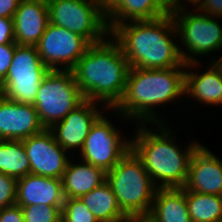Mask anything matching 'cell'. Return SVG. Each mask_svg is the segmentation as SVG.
Listing matches in <instances>:
<instances>
[{
    "label": "cell",
    "mask_w": 222,
    "mask_h": 222,
    "mask_svg": "<svg viewBox=\"0 0 222 222\" xmlns=\"http://www.w3.org/2000/svg\"><path fill=\"white\" fill-rule=\"evenodd\" d=\"M110 35L119 44L130 68L186 67L171 13L153 20L123 23L116 26Z\"/></svg>",
    "instance_id": "cell-1"
},
{
    "label": "cell",
    "mask_w": 222,
    "mask_h": 222,
    "mask_svg": "<svg viewBox=\"0 0 222 222\" xmlns=\"http://www.w3.org/2000/svg\"><path fill=\"white\" fill-rule=\"evenodd\" d=\"M185 69L186 67L130 68L124 94L119 103L110 109L112 115L119 114L118 118L134 121L136 127L137 123H166L158 109L172 102L176 104L184 95Z\"/></svg>",
    "instance_id": "cell-2"
},
{
    "label": "cell",
    "mask_w": 222,
    "mask_h": 222,
    "mask_svg": "<svg viewBox=\"0 0 222 222\" xmlns=\"http://www.w3.org/2000/svg\"><path fill=\"white\" fill-rule=\"evenodd\" d=\"M137 124L135 134L130 137L131 149L142 160L154 185L157 188H183L191 157L201 143L190 141L185 149H181L172 134L174 130L165 125L167 123Z\"/></svg>",
    "instance_id": "cell-3"
},
{
    "label": "cell",
    "mask_w": 222,
    "mask_h": 222,
    "mask_svg": "<svg viewBox=\"0 0 222 222\" xmlns=\"http://www.w3.org/2000/svg\"><path fill=\"white\" fill-rule=\"evenodd\" d=\"M129 69L128 60L110 35L91 44L72 72L84 98L101 103L109 111L124 94Z\"/></svg>",
    "instance_id": "cell-4"
},
{
    "label": "cell",
    "mask_w": 222,
    "mask_h": 222,
    "mask_svg": "<svg viewBox=\"0 0 222 222\" xmlns=\"http://www.w3.org/2000/svg\"><path fill=\"white\" fill-rule=\"evenodd\" d=\"M106 181L129 219L144 221L149 216L157 187L132 149L106 172Z\"/></svg>",
    "instance_id": "cell-5"
},
{
    "label": "cell",
    "mask_w": 222,
    "mask_h": 222,
    "mask_svg": "<svg viewBox=\"0 0 222 222\" xmlns=\"http://www.w3.org/2000/svg\"><path fill=\"white\" fill-rule=\"evenodd\" d=\"M193 11L170 12L177 28L179 50L185 64L200 62L199 57L222 50V25L217 21V18L222 17Z\"/></svg>",
    "instance_id": "cell-6"
},
{
    "label": "cell",
    "mask_w": 222,
    "mask_h": 222,
    "mask_svg": "<svg viewBox=\"0 0 222 222\" xmlns=\"http://www.w3.org/2000/svg\"><path fill=\"white\" fill-rule=\"evenodd\" d=\"M84 100L72 70H49L40 83L33 106L41 124L50 129Z\"/></svg>",
    "instance_id": "cell-7"
},
{
    "label": "cell",
    "mask_w": 222,
    "mask_h": 222,
    "mask_svg": "<svg viewBox=\"0 0 222 222\" xmlns=\"http://www.w3.org/2000/svg\"><path fill=\"white\" fill-rule=\"evenodd\" d=\"M47 5L49 23L84 37L90 44L110 36L107 17L96 0H47Z\"/></svg>",
    "instance_id": "cell-8"
},
{
    "label": "cell",
    "mask_w": 222,
    "mask_h": 222,
    "mask_svg": "<svg viewBox=\"0 0 222 222\" xmlns=\"http://www.w3.org/2000/svg\"><path fill=\"white\" fill-rule=\"evenodd\" d=\"M49 70L36 46L17 45L6 78L0 84V94L9 100L33 105Z\"/></svg>",
    "instance_id": "cell-9"
},
{
    "label": "cell",
    "mask_w": 222,
    "mask_h": 222,
    "mask_svg": "<svg viewBox=\"0 0 222 222\" xmlns=\"http://www.w3.org/2000/svg\"><path fill=\"white\" fill-rule=\"evenodd\" d=\"M122 135L111 119L102 114L92 125L78 155L82 161L108 172L131 149V138Z\"/></svg>",
    "instance_id": "cell-10"
},
{
    "label": "cell",
    "mask_w": 222,
    "mask_h": 222,
    "mask_svg": "<svg viewBox=\"0 0 222 222\" xmlns=\"http://www.w3.org/2000/svg\"><path fill=\"white\" fill-rule=\"evenodd\" d=\"M90 45L84 37L49 23L36 47L50 70H72Z\"/></svg>",
    "instance_id": "cell-11"
},
{
    "label": "cell",
    "mask_w": 222,
    "mask_h": 222,
    "mask_svg": "<svg viewBox=\"0 0 222 222\" xmlns=\"http://www.w3.org/2000/svg\"><path fill=\"white\" fill-rule=\"evenodd\" d=\"M22 143L30 161L31 173L44 177L62 179L66 170L69 153L55 140L50 129L23 139Z\"/></svg>",
    "instance_id": "cell-12"
},
{
    "label": "cell",
    "mask_w": 222,
    "mask_h": 222,
    "mask_svg": "<svg viewBox=\"0 0 222 222\" xmlns=\"http://www.w3.org/2000/svg\"><path fill=\"white\" fill-rule=\"evenodd\" d=\"M101 106L105 108L101 103L85 99L62 121L55 123L50 128L56 142L66 150L67 153L71 154L74 150L78 152L82 149L92 125L104 114L101 112L104 110L100 109Z\"/></svg>",
    "instance_id": "cell-13"
},
{
    "label": "cell",
    "mask_w": 222,
    "mask_h": 222,
    "mask_svg": "<svg viewBox=\"0 0 222 222\" xmlns=\"http://www.w3.org/2000/svg\"><path fill=\"white\" fill-rule=\"evenodd\" d=\"M44 129L33 105L0 94V140H23Z\"/></svg>",
    "instance_id": "cell-14"
},
{
    "label": "cell",
    "mask_w": 222,
    "mask_h": 222,
    "mask_svg": "<svg viewBox=\"0 0 222 222\" xmlns=\"http://www.w3.org/2000/svg\"><path fill=\"white\" fill-rule=\"evenodd\" d=\"M222 158L201 144L193 153L184 189L222 196Z\"/></svg>",
    "instance_id": "cell-15"
},
{
    "label": "cell",
    "mask_w": 222,
    "mask_h": 222,
    "mask_svg": "<svg viewBox=\"0 0 222 222\" xmlns=\"http://www.w3.org/2000/svg\"><path fill=\"white\" fill-rule=\"evenodd\" d=\"M201 62L186 64L184 73V97H190L202 105H215L222 107V71L214 63L210 62L205 72L193 71L199 68ZM193 68V69H192ZM189 69V70H188ZM192 71H191V70Z\"/></svg>",
    "instance_id": "cell-16"
},
{
    "label": "cell",
    "mask_w": 222,
    "mask_h": 222,
    "mask_svg": "<svg viewBox=\"0 0 222 222\" xmlns=\"http://www.w3.org/2000/svg\"><path fill=\"white\" fill-rule=\"evenodd\" d=\"M48 24L47 0H21L13 17L15 43L36 46Z\"/></svg>",
    "instance_id": "cell-17"
},
{
    "label": "cell",
    "mask_w": 222,
    "mask_h": 222,
    "mask_svg": "<svg viewBox=\"0 0 222 222\" xmlns=\"http://www.w3.org/2000/svg\"><path fill=\"white\" fill-rule=\"evenodd\" d=\"M62 179L28 174L17 179L16 205H64Z\"/></svg>",
    "instance_id": "cell-18"
},
{
    "label": "cell",
    "mask_w": 222,
    "mask_h": 222,
    "mask_svg": "<svg viewBox=\"0 0 222 222\" xmlns=\"http://www.w3.org/2000/svg\"><path fill=\"white\" fill-rule=\"evenodd\" d=\"M70 158L62 176L65 199L80 198L106 181V172L100 167L82 160L77 164Z\"/></svg>",
    "instance_id": "cell-19"
},
{
    "label": "cell",
    "mask_w": 222,
    "mask_h": 222,
    "mask_svg": "<svg viewBox=\"0 0 222 222\" xmlns=\"http://www.w3.org/2000/svg\"><path fill=\"white\" fill-rule=\"evenodd\" d=\"M145 222H192L184 188H157Z\"/></svg>",
    "instance_id": "cell-20"
},
{
    "label": "cell",
    "mask_w": 222,
    "mask_h": 222,
    "mask_svg": "<svg viewBox=\"0 0 222 222\" xmlns=\"http://www.w3.org/2000/svg\"><path fill=\"white\" fill-rule=\"evenodd\" d=\"M170 13V0H124L108 17L111 32L130 21L153 20Z\"/></svg>",
    "instance_id": "cell-21"
},
{
    "label": "cell",
    "mask_w": 222,
    "mask_h": 222,
    "mask_svg": "<svg viewBox=\"0 0 222 222\" xmlns=\"http://www.w3.org/2000/svg\"><path fill=\"white\" fill-rule=\"evenodd\" d=\"M99 222H124L129 218L118 205L110 184L105 181L80 197Z\"/></svg>",
    "instance_id": "cell-22"
},
{
    "label": "cell",
    "mask_w": 222,
    "mask_h": 222,
    "mask_svg": "<svg viewBox=\"0 0 222 222\" xmlns=\"http://www.w3.org/2000/svg\"><path fill=\"white\" fill-rule=\"evenodd\" d=\"M0 173L16 179L31 173L22 140H0Z\"/></svg>",
    "instance_id": "cell-23"
},
{
    "label": "cell",
    "mask_w": 222,
    "mask_h": 222,
    "mask_svg": "<svg viewBox=\"0 0 222 222\" xmlns=\"http://www.w3.org/2000/svg\"><path fill=\"white\" fill-rule=\"evenodd\" d=\"M186 202L192 222H222V196L186 189Z\"/></svg>",
    "instance_id": "cell-24"
},
{
    "label": "cell",
    "mask_w": 222,
    "mask_h": 222,
    "mask_svg": "<svg viewBox=\"0 0 222 222\" xmlns=\"http://www.w3.org/2000/svg\"><path fill=\"white\" fill-rule=\"evenodd\" d=\"M24 222H60L62 207L48 205L21 206Z\"/></svg>",
    "instance_id": "cell-25"
},
{
    "label": "cell",
    "mask_w": 222,
    "mask_h": 222,
    "mask_svg": "<svg viewBox=\"0 0 222 222\" xmlns=\"http://www.w3.org/2000/svg\"><path fill=\"white\" fill-rule=\"evenodd\" d=\"M63 222H99L80 198H66L62 206Z\"/></svg>",
    "instance_id": "cell-26"
},
{
    "label": "cell",
    "mask_w": 222,
    "mask_h": 222,
    "mask_svg": "<svg viewBox=\"0 0 222 222\" xmlns=\"http://www.w3.org/2000/svg\"><path fill=\"white\" fill-rule=\"evenodd\" d=\"M17 179L0 173V209L16 204Z\"/></svg>",
    "instance_id": "cell-27"
},
{
    "label": "cell",
    "mask_w": 222,
    "mask_h": 222,
    "mask_svg": "<svg viewBox=\"0 0 222 222\" xmlns=\"http://www.w3.org/2000/svg\"><path fill=\"white\" fill-rule=\"evenodd\" d=\"M16 46L15 42L0 45V84L6 78Z\"/></svg>",
    "instance_id": "cell-28"
},
{
    "label": "cell",
    "mask_w": 222,
    "mask_h": 222,
    "mask_svg": "<svg viewBox=\"0 0 222 222\" xmlns=\"http://www.w3.org/2000/svg\"><path fill=\"white\" fill-rule=\"evenodd\" d=\"M15 42L13 19L0 17V45Z\"/></svg>",
    "instance_id": "cell-29"
},
{
    "label": "cell",
    "mask_w": 222,
    "mask_h": 222,
    "mask_svg": "<svg viewBox=\"0 0 222 222\" xmlns=\"http://www.w3.org/2000/svg\"><path fill=\"white\" fill-rule=\"evenodd\" d=\"M0 222H24L21 206L15 204L0 209Z\"/></svg>",
    "instance_id": "cell-30"
},
{
    "label": "cell",
    "mask_w": 222,
    "mask_h": 222,
    "mask_svg": "<svg viewBox=\"0 0 222 222\" xmlns=\"http://www.w3.org/2000/svg\"><path fill=\"white\" fill-rule=\"evenodd\" d=\"M186 1L185 3H183ZM205 0H170V12H181L189 9L190 7H194L192 10H199L204 4ZM188 3V5H186ZM188 7V8H186Z\"/></svg>",
    "instance_id": "cell-31"
},
{
    "label": "cell",
    "mask_w": 222,
    "mask_h": 222,
    "mask_svg": "<svg viewBox=\"0 0 222 222\" xmlns=\"http://www.w3.org/2000/svg\"><path fill=\"white\" fill-rule=\"evenodd\" d=\"M199 11L208 16L222 17V0H205Z\"/></svg>",
    "instance_id": "cell-32"
},
{
    "label": "cell",
    "mask_w": 222,
    "mask_h": 222,
    "mask_svg": "<svg viewBox=\"0 0 222 222\" xmlns=\"http://www.w3.org/2000/svg\"><path fill=\"white\" fill-rule=\"evenodd\" d=\"M21 0H0V17L13 19Z\"/></svg>",
    "instance_id": "cell-33"
},
{
    "label": "cell",
    "mask_w": 222,
    "mask_h": 222,
    "mask_svg": "<svg viewBox=\"0 0 222 222\" xmlns=\"http://www.w3.org/2000/svg\"><path fill=\"white\" fill-rule=\"evenodd\" d=\"M124 0H96L101 12L108 17Z\"/></svg>",
    "instance_id": "cell-34"
},
{
    "label": "cell",
    "mask_w": 222,
    "mask_h": 222,
    "mask_svg": "<svg viewBox=\"0 0 222 222\" xmlns=\"http://www.w3.org/2000/svg\"><path fill=\"white\" fill-rule=\"evenodd\" d=\"M216 59L212 58V59H210V62H214L220 68V70L222 71V57H220V58L216 57Z\"/></svg>",
    "instance_id": "cell-35"
},
{
    "label": "cell",
    "mask_w": 222,
    "mask_h": 222,
    "mask_svg": "<svg viewBox=\"0 0 222 222\" xmlns=\"http://www.w3.org/2000/svg\"><path fill=\"white\" fill-rule=\"evenodd\" d=\"M129 222H145V221H136V220H133V219H129Z\"/></svg>",
    "instance_id": "cell-36"
}]
</instances>
